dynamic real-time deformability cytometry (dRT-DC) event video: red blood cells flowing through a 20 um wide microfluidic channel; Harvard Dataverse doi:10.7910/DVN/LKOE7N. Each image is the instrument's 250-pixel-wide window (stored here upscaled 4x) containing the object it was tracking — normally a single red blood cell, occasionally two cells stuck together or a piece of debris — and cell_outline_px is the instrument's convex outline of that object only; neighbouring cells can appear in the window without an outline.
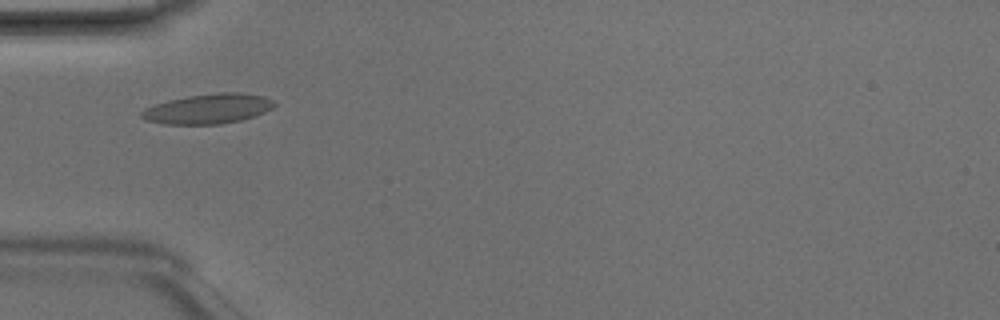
{"species": "Egyptian fruit bat (a non-hibernating species)", "species_latin": "Rousettus aegyptiacus", "temperature_condition": "room temperature", "stored_images_in_passage": 2, "camera_frame_rate_fps": 3000, "um_per_image_px": 0.085, "animal": {"sex": "male"}, "frame": {"image": 1, "passage_image": 2, "time_ms": 0.333, "image_size_px": [1000, 320], "cell_outline_px": [[276, 104], [272, 108], [264, 112], [240, 120], [220, 124], [164, 124], [148, 120], [140, 116], [140, 112], [144, 108], [168, 100], [188, 96], [220, 92], [240, 92], [264, 96], [272, 100]], "centroid_in_image_um": [17.68, 9.24], "position_along_channel_um": 67.3, "area_um2": 22.95}}